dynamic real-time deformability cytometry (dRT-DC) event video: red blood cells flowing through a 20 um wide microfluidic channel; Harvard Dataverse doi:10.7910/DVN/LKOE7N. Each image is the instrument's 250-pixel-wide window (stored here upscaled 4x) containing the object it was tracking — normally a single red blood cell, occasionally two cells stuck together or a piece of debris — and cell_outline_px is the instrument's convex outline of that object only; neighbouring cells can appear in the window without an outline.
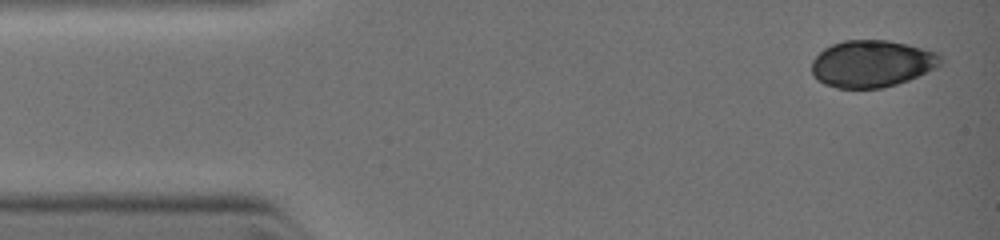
{"species": "common noctule bat (a hibernating species)", "species_latin": "Nyctalus noctula", "temperature_condition": "warm", "stored_images_in_passage": 13, "camera_frame_rate_fps": 3000, "um_per_image_px": 0.085, "animal": {"sex": "female", "body_mass_g": 19.0, "forearm_length_mm": 51.5}, "frame": {"image": 1, "passage_image": 4, "time_ms": 0.333, "image_size_px": [1000, 240], "cell_outline_px": [[944, 60], [936, 68], [908, 80], [896, 84], [880, 88], [836, 88], [824, 84], [816, 80], [812, 72], [812, 60], [824, 48], [832, 44], [844, 40], [888, 40], [940, 52], [944, 56]], "centroid_in_image_um": [74.13, 5.41], "position_along_channel_um": 10.9, "area_um2": 35.55}}